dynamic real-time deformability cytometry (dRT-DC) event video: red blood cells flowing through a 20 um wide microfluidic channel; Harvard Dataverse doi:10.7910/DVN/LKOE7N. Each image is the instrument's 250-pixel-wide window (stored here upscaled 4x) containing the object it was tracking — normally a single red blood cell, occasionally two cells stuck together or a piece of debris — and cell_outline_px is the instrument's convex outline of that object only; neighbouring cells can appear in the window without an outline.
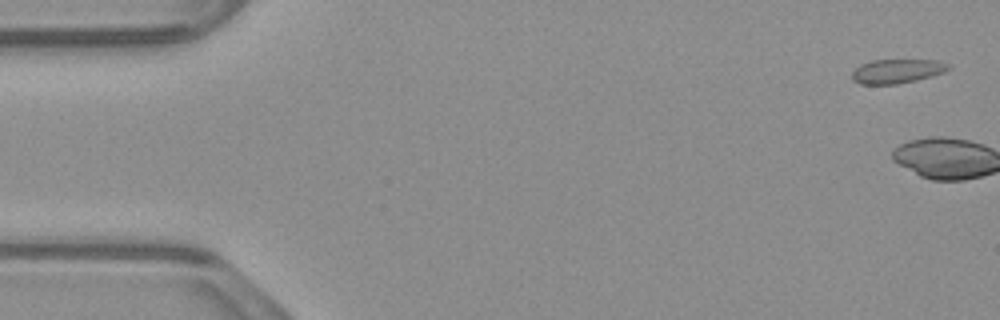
{"species": "common noctule bat (a hibernating species)", "species_latin": "Nyctalus noctula", "temperature_condition": "warm", "stored_images_in_passage": 4, "camera_frame_rate_fps": 3000, "um_per_image_px": 0.085, "animal": {"sex": "male", "body_mass_g": 23.1, "forearm_length_mm": 52.7}, "frame": {"image": 1, "passage_image": 2, "time_ms": 0.333, "image_size_px": [1000, 320], "cell_outline_px": [[952, 68], [944, 72], [916, 80], [896, 84], [860, 84], [852, 80], [852, 72], [860, 64], [872, 60], [940, 60], [952, 64]], "centroid_in_image_um": [76.28, 6.04], "position_along_channel_um": 8.7, "area_um2": 13.7}}